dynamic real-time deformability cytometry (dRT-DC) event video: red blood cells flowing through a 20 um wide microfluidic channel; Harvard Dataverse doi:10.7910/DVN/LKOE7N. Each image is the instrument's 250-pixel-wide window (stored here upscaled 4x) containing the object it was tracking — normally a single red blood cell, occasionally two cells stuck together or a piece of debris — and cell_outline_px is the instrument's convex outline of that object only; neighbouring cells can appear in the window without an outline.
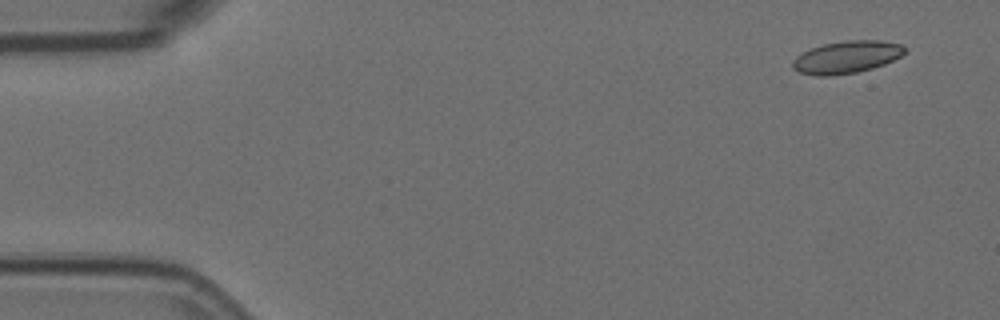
{"species": "Egyptian fruit bat (a non-hibernating species)", "species_latin": "Rousettus aegyptiacus", "temperature_condition": "room temperature", "stored_images_in_passage": 5, "camera_frame_rate_fps": 3000, "um_per_image_px": 0.085, "animal": {"sex": "female"}, "frame": {"image": 1, "passage_image": 1, "time_ms": 0.0, "image_size_px": [1000, 320], "cell_outline_px": [[908, 48], [900, 56], [884, 64], [872, 68], [856, 72], [828, 76], [816, 76], [800, 72], [792, 68], [792, 60], [796, 56], [812, 48], [824, 44], [848, 40], [880, 40], [900, 44]], "centroid_in_image_um": [71.96, 4.85], "position_along_channel_um": 13.0, "area_um2": 20.98}}
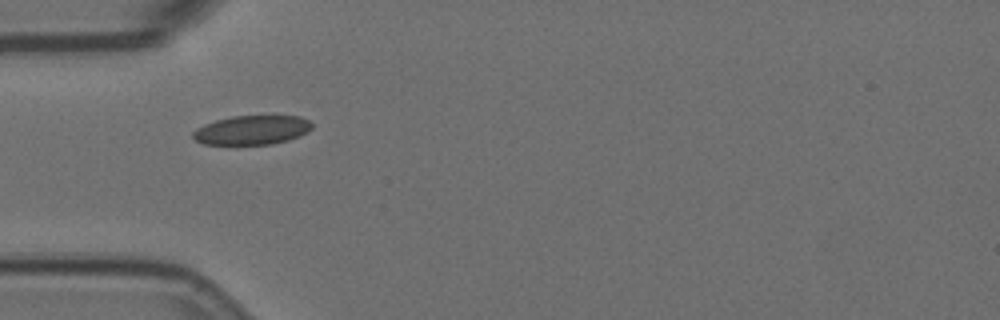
{"frame": {"image": 2, "passage_image": 5, "time_ms": 1.333, "image_size_px": [1000, 320], "cell_outline_px": [[312, 128], [308, 132], [300, 136], [288, 140], [272, 144], [204, 144], [196, 140], [192, 136], [192, 132], [196, 128], [204, 124], [216, 120], [232, 116], [300, 116], [308, 120], [312, 124]], "centroid_in_image_um": [21.42, 11.05], "position_along_channel_um": 63.6, "area_um2": 20.23}}